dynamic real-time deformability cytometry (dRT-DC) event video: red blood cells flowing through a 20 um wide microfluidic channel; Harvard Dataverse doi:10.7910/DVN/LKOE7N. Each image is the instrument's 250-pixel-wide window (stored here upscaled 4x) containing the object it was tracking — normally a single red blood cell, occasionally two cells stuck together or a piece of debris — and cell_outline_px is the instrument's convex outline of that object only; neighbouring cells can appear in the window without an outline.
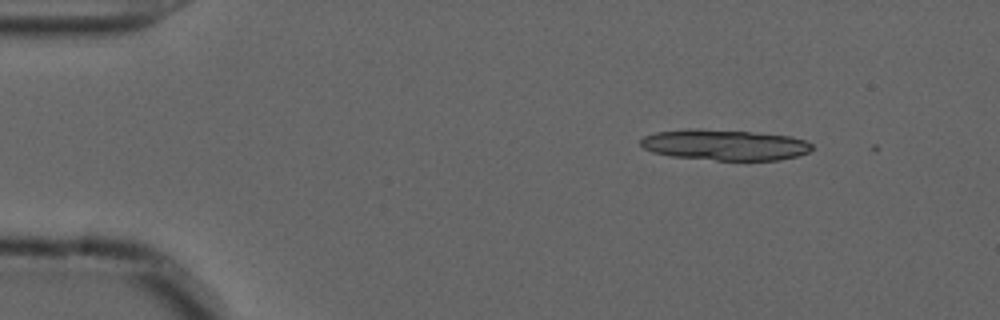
{"species": "common noctule bat (a hibernating species)", "species_latin": "Nyctalus noctula", "temperature_condition": "cold", "stored_images_in_passage": 6, "camera_frame_rate_fps": 3000, "um_per_image_px": 0.085, "animal": {"sex": "male", "forearm_length_mm": 52.5}, "frame": {"image": 1, "passage_image": 1, "time_ms": 0.0, "image_size_px": [1000, 320], "cell_outline_px": [[812, 148], [808, 152], [796, 156], [776, 160], [716, 160], [672, 156], [652, 152], [644, 148], [640, 144], [640, 140], [644, 136], [656, 132], [692, 128], [696, 128], [748, 132], [792, 136], [804, 140], [812, 144]], "centroid_in_image_um": [61.57, 12.31], "position_along_channel_um": 23.4, "area_um2": 30.52}}